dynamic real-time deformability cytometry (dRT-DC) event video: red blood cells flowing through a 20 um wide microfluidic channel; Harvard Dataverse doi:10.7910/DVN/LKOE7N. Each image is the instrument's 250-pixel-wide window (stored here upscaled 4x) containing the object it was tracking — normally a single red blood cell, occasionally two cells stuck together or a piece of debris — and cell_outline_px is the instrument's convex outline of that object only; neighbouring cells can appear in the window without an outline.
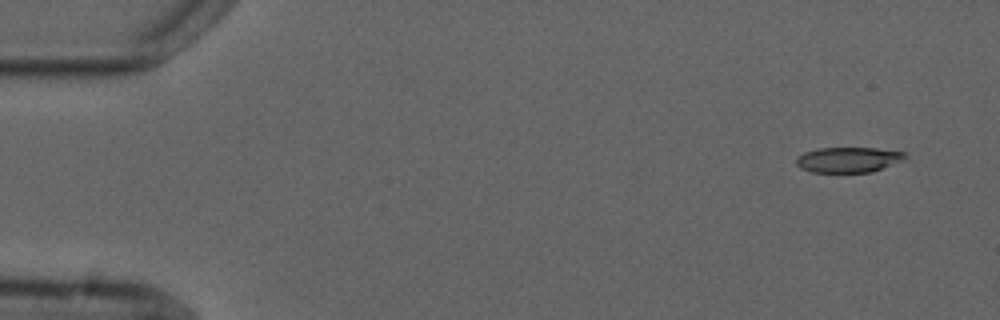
{"species": "common noctule bat (a hibernating species)", "species_latin": "Nyctalus noctula", "temperature_condition": "cold", "stored_images_in_passage": 4, "camera_frame_rate_fps": 3000, "um_per_image_px": 0.085, "animal": {"sex": "male", "forearm_length_mm": 52.5}, "frame": {"image": 1, "passage_image": 1, "time_ms": 0.0, "image_size_px": [1000, 320], "cell_outline_px": [[908, 156], [900, 160], [872, 172], [812, 172], [800, 168], [796, 164], [796, 160], [804, 152], [816, 148], [876, 148], [904, 152]], "centroid_in_image_um": [72.07, 13.57], "position_along_channel_um": 12.9, "area_um2": 15.84}}
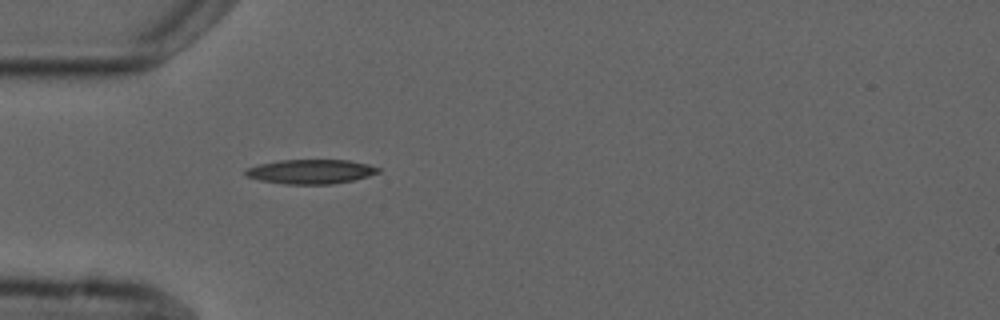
{"frame": {"image": 2, "passage_image": 4, "time_ms": 4.333, "image_size_px": [1000, 320], "cell_outline_px": [[380, 172], [368, 176], [352, 180], [332, 184], [284, 184], [260, 180], [248, 176], [244, 172], [244, 168], [260, 164], [280, 160], [348, 160], [368, 164], [380, 168]], "centroid_in_image_um": [26.41, 14.58], "position_along_channel_um": 58.6, "area_um2": 18.79}}